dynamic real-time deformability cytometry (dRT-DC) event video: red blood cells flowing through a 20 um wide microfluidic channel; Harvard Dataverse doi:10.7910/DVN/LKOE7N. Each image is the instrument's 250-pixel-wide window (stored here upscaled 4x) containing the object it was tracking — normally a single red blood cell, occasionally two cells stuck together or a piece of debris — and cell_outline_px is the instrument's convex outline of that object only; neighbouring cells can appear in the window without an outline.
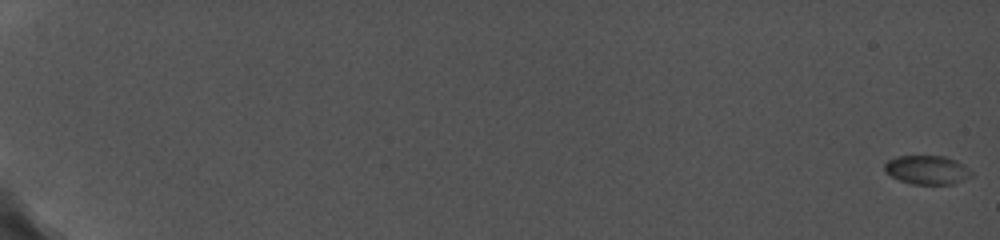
{"species": "common noctule bat (a hibernating species)", "species_latin": "Nyctalus noctula", "temperature_condition": "cold", "stored_images_in_passage": 72, "camera_frame_rate_fps": 5000, "um_per_image_px": 0.085, "animal": {"sex": "female", "body_mass_g": 19.0, "forearm_length_mm": 56.7}, "frame": {"image": 1, "passage_image": 1, "time_ms": 0.0, "image_size_px": [1000, 240], "cell_outline_px": [[972, 176], [952, 184], [912, 184], [900, 180], [884, 172], [884, 164], [888, 160], [896, 156], [944, 156], [956, 160], [964, 164], [972, 172]], "centroid_in_image_um": [78.79, 14.43], "position_along_channel_um": 6.2, "area_um2": 14.62}}
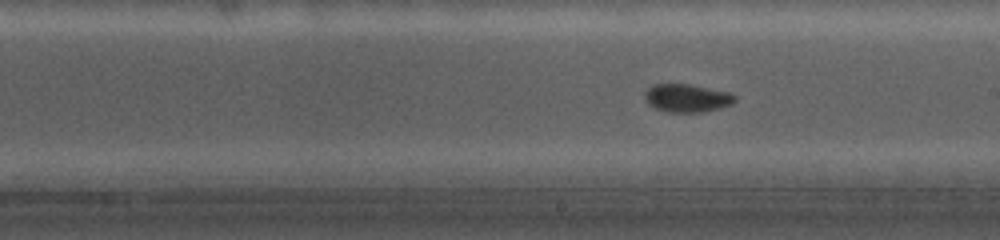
{"frame": {"image": 2, "passage_image": 49, "time_ms": 12.4, "image_size_px": [1000, 240], "cell_outline_px": [[736, 100], [732, 104], [720, 108], [700, 112], [668, 112], [656, 108], [648, 104], [644, 96], [644, 92], [652, 84], [688, 84], [728, 92], [736, 96]], "centroid_in_image_um": [58.37, 8.33], "position_along_channel_um": 230.6, "area_um2": 14.68}}
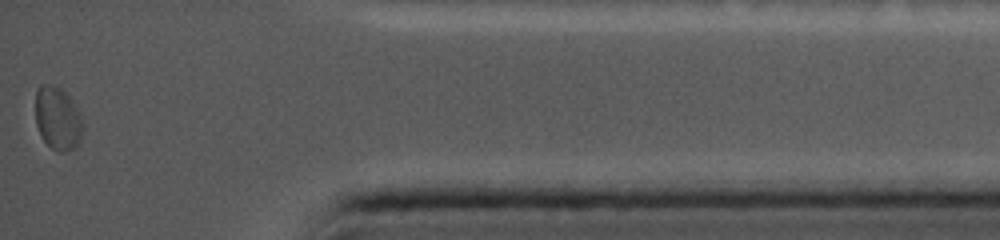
{"frame": {"image": 3, "passage_image": 72, "time_ms": 18.2, "image_size_px": [1000, 240], "cell_outline_px": [[80, 136], [76, 144], [72, 148], [64, 152], [60, 152], [52, 148], [40, 136], [36, 124], [36, 92], [40, 84], [48, 84], [60, 88], [68, 96], [80, 120]], "centroid_in_image_um": [4.82, 10.06], "position_along_channel_um": 430.4, "area_um2": 16.53}}